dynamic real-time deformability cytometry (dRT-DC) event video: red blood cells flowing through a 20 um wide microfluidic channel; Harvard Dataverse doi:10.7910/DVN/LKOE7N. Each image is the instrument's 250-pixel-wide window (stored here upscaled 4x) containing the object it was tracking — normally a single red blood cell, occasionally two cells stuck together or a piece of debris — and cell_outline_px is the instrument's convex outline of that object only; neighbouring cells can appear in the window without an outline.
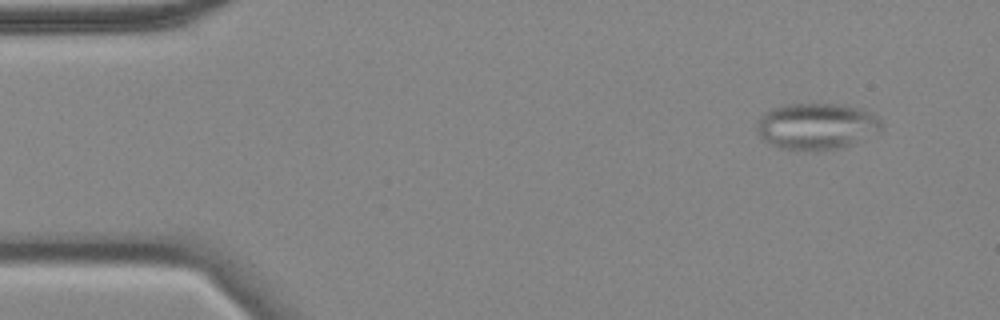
{"species": "common noctule bat (a hibernating species)", "species_latin": "Nyctalus noctula", "temperature_condition": "cold", "stored_images_in_passage": 53, "camera_frame_rate_fps": 3000, "um_per_image_px": 0.085, "animal": {"sex": "female", "body_mass_g": 18.4}, "frame": {"image": 1, "passage_image": 1, "time_ms": 0.0, "image_size_px": [1000, 320], "cell_outline_px": [[884, 132], [840, 148], [820, 152], [812, 152], [776, 148], [768, 144], [756, 132], [756, 124], [760, 116], [764, 112], [772, 108], [784, 104], [836, 104], [860, 108], [876, 116], [884, 124]], "centroid_in_image_um": [69.41, 10.77], "position_along_channel_um": 15.6, "area_um2": 34.74}}
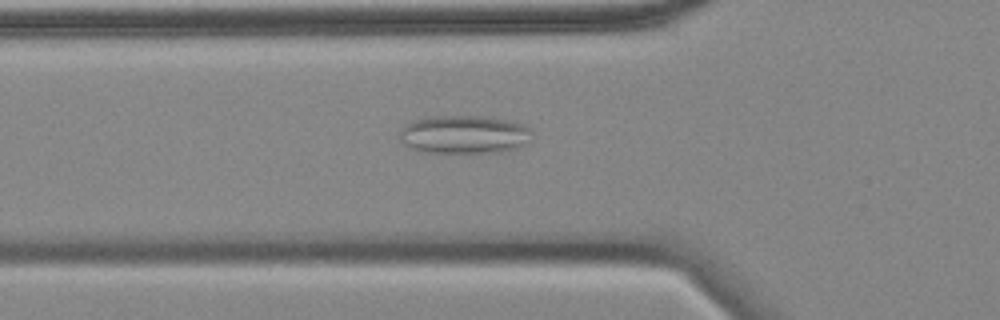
{"frame": {"image": 2, "passage_image": 15, "time_ms": 4.667, "image_size_px": [1000, 320], "cell_outline_px": [[532, 140], [516, 148], [500, 152], [428, 152], [412, 148], [404, 144], [400, 140], [400, 132], [408, 124], [416, 120], [428, 116], [484, 116], [512, 120], [528, 128]], "centroid_in_image_um": [39.48, 11.42], "position_along_channel_um": 86.3, "area_um2": 29.25}}
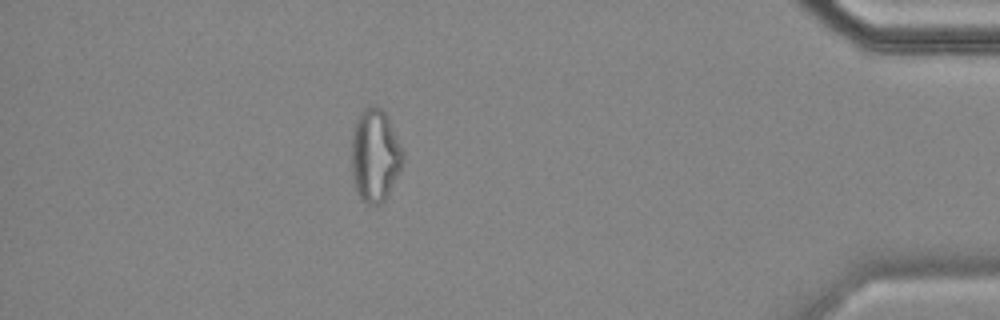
{"frame": {"image": 3, "passage_image": 46, "time_ms": 15.0, "image_size_px": [1000, 320], "cell_outline_px": [[404, 160], [388, 196], [380, 204], [368, 204], [356, 192], [352, 180], [352, 128], [360, 112], [364, 108], [376, 104], [388, 116], [404, 152]], "centroid_in_image_um": [31.87, 13.19], "position_along_channel_um": 403.3, "area_um2": 28.03}, "authors_computed_cell_mechanics": {"area_um2": 27.5706, "velocity_mm_per_s": 3.5329, "shape_relaxation_time_tau1_ms": null, "shape_relaxation_time_tau2_ms": 1.8076, "deformation_change_tau1": null, "deformation_change_tau2": 0.0933}}